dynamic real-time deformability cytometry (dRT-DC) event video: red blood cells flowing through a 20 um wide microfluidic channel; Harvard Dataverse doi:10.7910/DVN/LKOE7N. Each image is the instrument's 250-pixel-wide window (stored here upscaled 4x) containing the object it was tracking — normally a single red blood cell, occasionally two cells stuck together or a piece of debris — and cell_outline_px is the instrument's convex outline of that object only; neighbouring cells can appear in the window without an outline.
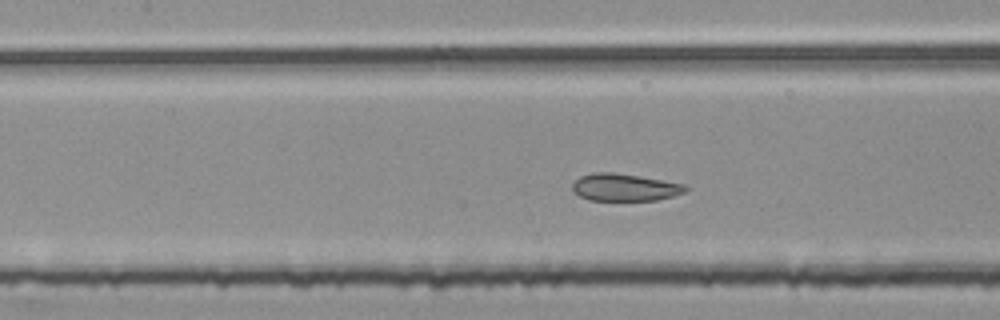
{"species": "common noctule bat (a hibernating species)", "species_latin": "Nyctalus noctula", "temperature_condition": "room temperature", "stored_images_in_passage": 42, "segment_of_instrument_passage": [2, 2], "camera_frame_rate_fps": 3000, "um_per_image_px": 0.085, "animal": {"sex": "female", "body_mass_g": 25.1}, "frame": {"image": 1, "passage_image": 20, "time_ms": 6.333, "image_size_px": [1000, 320], "cell_outline_px": [[688, 188], [684, 192], [672, 196], [656, 200], [588, 200], [580, 196], [572, 188], [572, 184], [580, 176], [592, 172], [612, 172], [640, 176], [688, 184]], "centroid_in_image_um": [53.12, 15.91], "position_along_channel_um": 154.3, "area_um2": 18.03}}
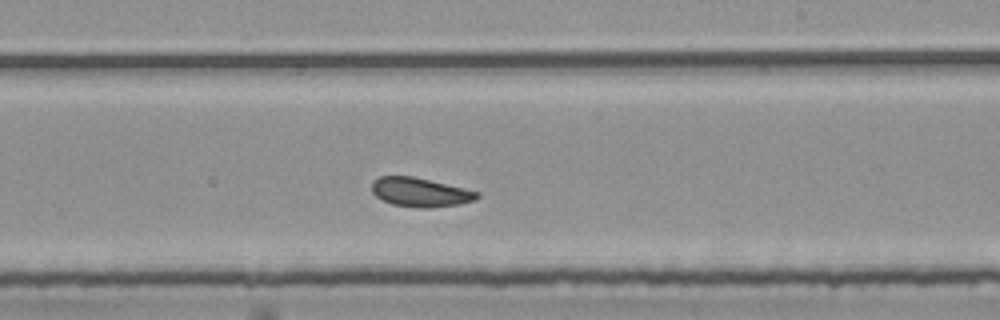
{"frame": {"image": 2, "passage_image": 28, "time_ms": 9.0, "image_size_px": [1000, 320], "cell_outline_px": [[480, 196], [476, 200], [460, 204], [432, 208], [420, 208], [392, 204], [376, 196], [372, 192], [372, 180], [380, 176], [412, 176], [464, 188], [480, 192]], "centroid_in_image_um": [35.74, 16.34], "position_along_channel_um": 253.3, "area_um2": 17.86}}
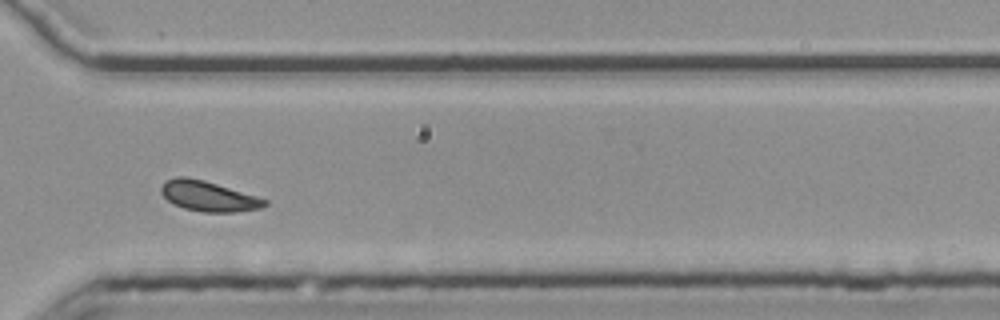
{"frame": {"image": 3, "passage_image": 36, "time_ms": 11.667, "image_size_px": [1000, 320], "cell_outline_px": [[268, 204], [260, 208], [236, 212], [204, 212], [184, 208], [172, 204], [160, 192], [160, 188], [164, 180], [176, 176], [184, 176], [204, 180], [256, 196], [268, 200]], "centroid_in_image_um": [17.67, 16.67], "position_along_channel_um": 352.9, "area_um2": 18.26}}